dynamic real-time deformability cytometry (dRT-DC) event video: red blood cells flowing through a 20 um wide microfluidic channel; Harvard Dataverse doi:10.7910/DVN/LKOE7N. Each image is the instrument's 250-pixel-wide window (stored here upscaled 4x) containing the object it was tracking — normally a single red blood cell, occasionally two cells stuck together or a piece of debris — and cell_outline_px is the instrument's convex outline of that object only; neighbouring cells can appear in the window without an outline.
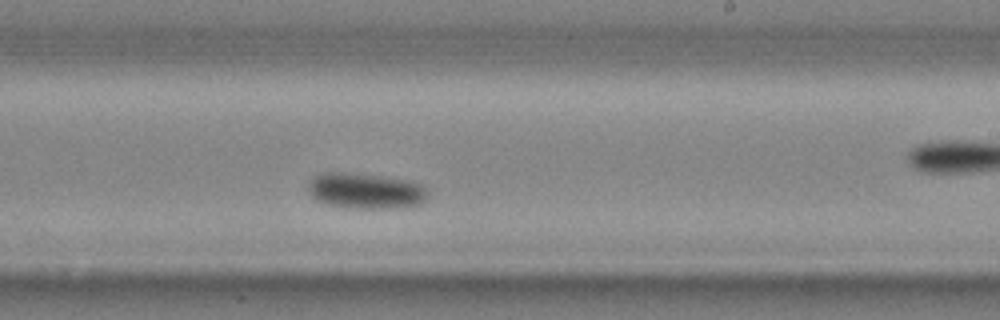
{"species": "common noctule bat (a hibernating species)", "species_latin": "Nyctalus noctula", "temperature_condition": "cold", "stored_images_in_passage": 20, "camera_frame_rate_fps": 3000, "um_per_image_px": 0.085, "animal": {"sex": "male", "body_mass_g": 20.4}, "frame": {"image": 1, "passage_image": 12, "time_ms": 3.667, "image_size_px": [1000, 320], "cell_outline_px": [[428, 200], [420, 204], [404, 208], [348, 208], [328, 204], [316, 200], [308, 192], [308, 184], [316, 176], [324, 172], [344, 172], [384, 176], [412, 180], [424, 184], [428, 192]], "centroid_in_image_um": [31.16, 16.22], "position_along_channel_um": 257.8, "area_um2": 25.43}}
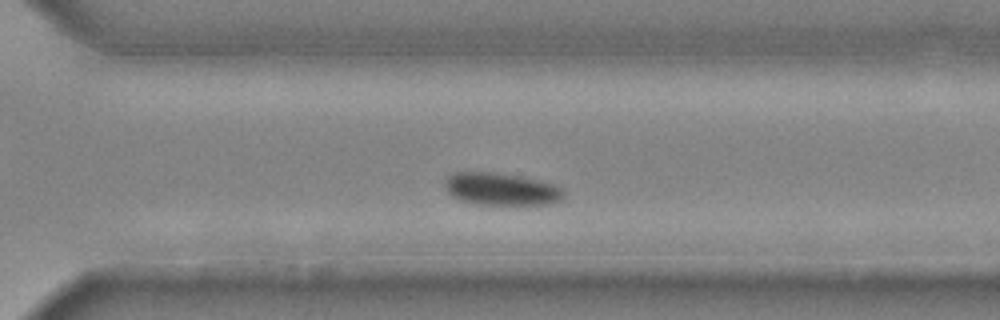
{"frame": {"image": 2, "passage_image": 15, "time_ms": 4.667, "image_size_px": [1000, 320], "cell_outline_px": [[564, 200], [556, 204], [476, 204], [460, 200], [452, 196], [448, 192], [444, 184], [448, 176], [456, 172], [492, 172], [516, 176], [536, 180], [552, 184], [564, 188]], "centroid_in_image_um": [42.64, 16.09], "position_along_channel_um": 328.0, "area_um2": 22.37}}